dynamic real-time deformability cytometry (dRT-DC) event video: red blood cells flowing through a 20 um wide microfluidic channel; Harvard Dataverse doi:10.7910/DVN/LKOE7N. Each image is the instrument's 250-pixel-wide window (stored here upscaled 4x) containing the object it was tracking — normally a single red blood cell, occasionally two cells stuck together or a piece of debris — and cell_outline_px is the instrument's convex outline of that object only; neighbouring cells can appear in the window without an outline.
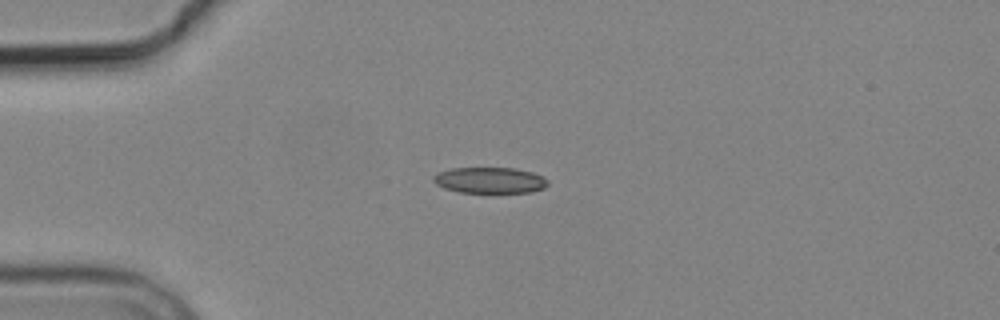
{"species": "common noctule bat (a hibernating species)", "species_latin": "Nyctalus noctula", "temperature_condition": "cold", "stored_images_in_passage": 3, "camera_frame_rate_fps": 3000, "um_per_image_px": 0.085, "animal": {"sex": "male", "body_mass_g": 19.2, "forearm_length_mm": 51.8}, "frame": {"image": 1, "passage_image": 1, "time_ms": 0.0, "image_size_px": [1000, 320], "cell_outline_px": [[548, 184], [544, 188], [532, 192], [460, 192], [444, 188], [436, 184], [432, 180], [432, 176], [440, 172], [452, 168], [516, 168], [532, 172], [544, 176], [548, 180]], "centroid_in_image_um": [41.66, 15.32], "position_along_channel_um": 43.3, "area_um2": 17.34}}
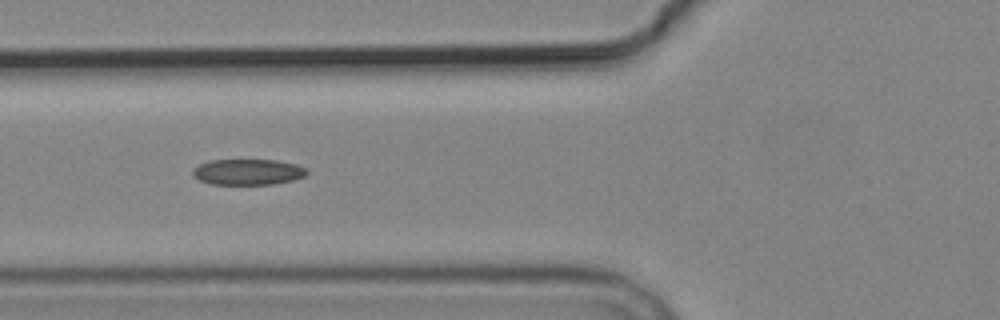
{"frame": {"image": 2, "passage_image": 3, "time_ms": 2.333, "image_size_px": [1000, 320], "cell_outline_px": [[308, 172], [304, 176], [292, 180], [272, 184], [212, 184], [200, 180], [192, 176], [192, 168], [208, 160], [276, 160], [296, 164], [308, 168]], "centroid_in_image_um": [21.06, 14.61], "position_along_channel_um": 104.7, "area_um2": 17.22}}